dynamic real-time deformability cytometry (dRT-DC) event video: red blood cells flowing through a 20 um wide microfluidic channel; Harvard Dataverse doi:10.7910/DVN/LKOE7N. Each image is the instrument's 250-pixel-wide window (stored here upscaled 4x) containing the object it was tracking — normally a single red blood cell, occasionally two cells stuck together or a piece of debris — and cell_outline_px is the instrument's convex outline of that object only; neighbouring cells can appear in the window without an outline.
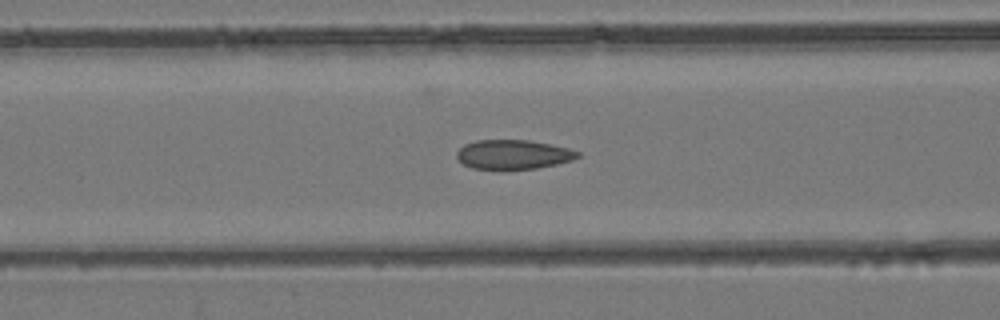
{"species": "common noctule bat (a hibernating species)", "species_latin": "Nyctalus noctula", "temperature_condition": "room temperature", "stored_images_in_passage": 46, "camera_frame_rate_fps": 3000, "um_per_image_px": 0.085, "animal": {"sex": "female", "body_mass_g": 24.6, "forearm_length_mm": 56.2}, "frame": {"image": 1, "passage_image": 18, "time_ms": 5.667, "image_size_px": [1000, 320], "cell_outline_px": [[580, 156], [572, 160], [556, 164], [536, 168], [500, 172], [472, 168], [464, 164], [456, 156], [456, 152], [464, 144], [476, 140], [528, 140], [568, 148], [580, 152]], "centroid_in_image_um": [43.58, 13.17], "position_along_channel_um": 123.0, "area_um2": 21.21}}
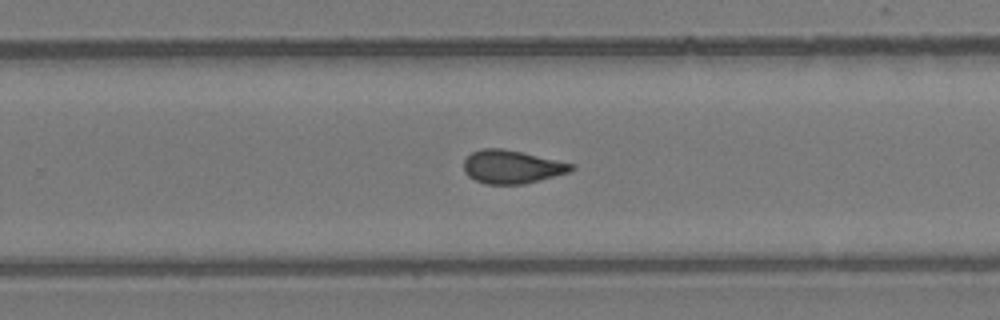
{"frame": {"image": 2, "passage_image": 29, "time_ms": 9.333, "image_size_px": [1000, 320], "cell_outline_px": [[576, 168], [572, 172], [524, 184], [484, 184], [468, 176], [464, 172], [464, 160], [472, 152], [480, 148], [500, 148], [520, 152], [576, 164]], "centroid_in_image_um": [43.54, 14.19], "position_along_channel_um": 286.3, "area_um2": 20.98}}
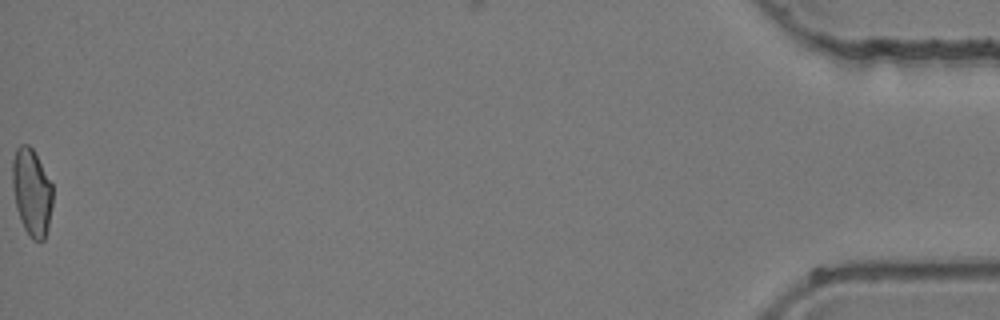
{"frame": {"image": 3, "passage_image": 46, "time_ms": 15.0, "image_size_px": [1000, 320], "cell_outline_px": [[52, 204], [48, 228], [44, 240], [32, 240], [24, 228], [16, 208], [12, 184], [12, 160], [16, 148], [20, 144], [28, 144], [32, 148], [52, 184]], "centroid_in_image_um": [2.68, 16.33], "position_along_channel_um": 432.5, "area_um2": 20.4}}